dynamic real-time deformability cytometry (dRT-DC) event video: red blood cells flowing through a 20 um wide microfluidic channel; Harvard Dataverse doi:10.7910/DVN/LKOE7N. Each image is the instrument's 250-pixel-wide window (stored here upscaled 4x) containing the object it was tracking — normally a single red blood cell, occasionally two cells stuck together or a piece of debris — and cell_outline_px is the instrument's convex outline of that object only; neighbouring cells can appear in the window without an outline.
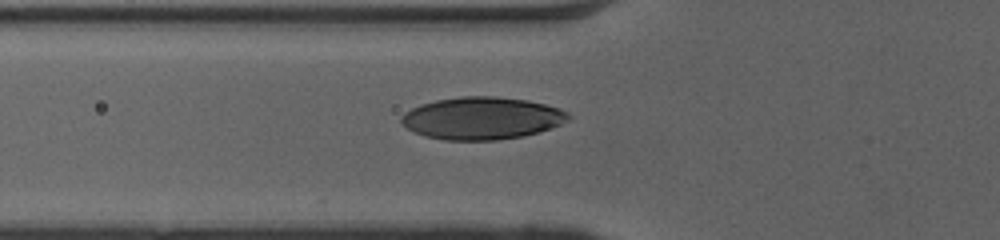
{"species": "human", "species_latin": "Homo sapiens", "temperature_condition": "cold", "stored_images_in_passage": 43, "camera_frame_rate_fps": 3000, "um_per_image_px": 0.085, "donor": {"sex": "female"}, "frame": {"image": 1, "passage_image": 15, "time_ms": 4.667, "image_size_px": [1000, 240], "cell_outline_px": [[572, 116], [568, 120], [560, 124], [524, 136], [496, 140], [444, 140], [424, 136], [408, 128], [400, 120], [400, 116], [404, 112], [420, 104], [436, 100], [464, 96], [496, 96], [528, 100], [560, 108], [568, 112]], "centroid_in_image_um": [40.96, 10.04], "position_along_channel_um": 84.8, "area_um2": 41.21}}
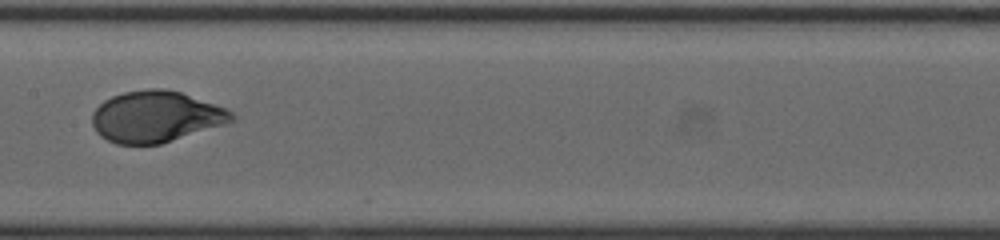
{"frame": {"image": 2, "passage_image": 23, "time_ms": 7.333, "image_size_px": [1000, 240], "cell_outline_px": [[236, 116], [232, 120], [224, 124], [160, 144], [116, 144], [100, 136], [96, 132], [92, 124], [92, 112], [104, 100], [112, 96], [124, 92], [148, 88], [164, 88], [180, 92], [224, 108], [232, 112]], "centroid_in_image_um": [13.19, 9.91], "position_along_channel_um": 194.2, "area_um2": 41.33}}
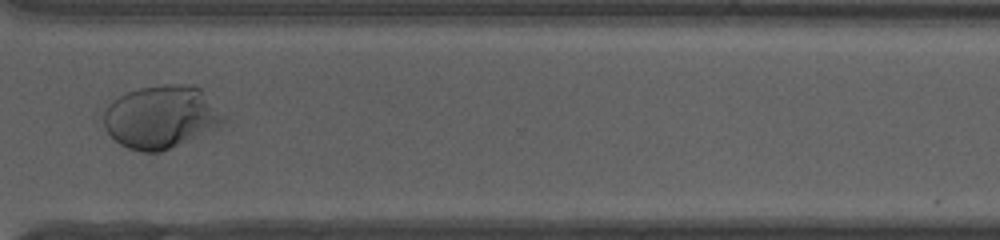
{"frame": {"image": 3, "passage_image": 35, "time_ms": 11.333, "image_size_px": [1000, 240], "cell_outline_px": [[228, 116], [220, 128], [160, 152], [140, 152], [128, 148], [120, 144], [108, 132], [104, 124], [104, 112], [108, 104], [112, 100], [128, 92], [140, 88], [168, 84], [196, 84]], "centroid_in_image_um": [13.76, 9.94], "position_along_channel_um": 356.8, "area_um2": 44.33}}